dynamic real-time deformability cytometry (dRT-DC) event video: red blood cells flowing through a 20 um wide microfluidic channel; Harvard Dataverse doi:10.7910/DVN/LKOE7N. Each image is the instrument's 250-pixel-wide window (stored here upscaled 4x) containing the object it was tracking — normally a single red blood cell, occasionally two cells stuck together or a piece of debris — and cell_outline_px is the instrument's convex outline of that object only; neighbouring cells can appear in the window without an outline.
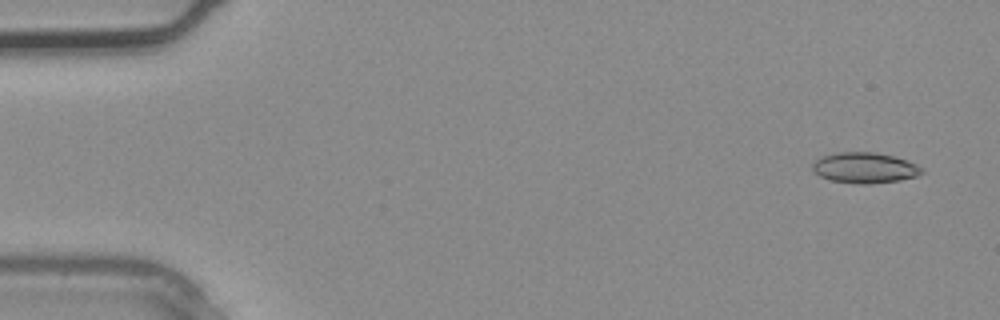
{"species": "common noctule bat (a hibernating species)", "species_latin": "Nyctalus noctula", "temperature_condition": "warm", "stored_images_in_passage": 3, "camera_frame_rate_fps": 3000, "um_per_image_px": 0.085, "animal": {"sex": "male", "body_mass_g": 20.4}, "frame": {"image": 1, "passage_image": 1, "time_ms": 0.0, "image_size_px": [1000, 320], "cell_outline_px": [[924, 172], [916, 176], [900, 180], [868, 184], [860, 184], [828, 180], [820, 176], [812, 168], [812, 164], [820, 156], [836, 152], [876, 152], [892, 156], [916, 164], [924, 168]], "centroid_in_image_um": [73.48, 14.26], "position_along_channel_um": 11.5, "area_um2": 19.54}}
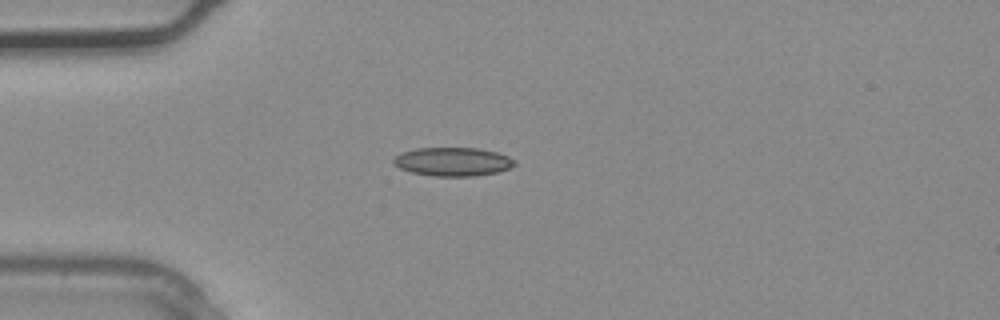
{"frame": {"image": 2, "passage_image": 3, "time_ms": 0.667, "image_size_px": [1000, 320], "cell_outline_px": [[516, 164], [508, 168], [496, 172], [476, 176], [432, 176], [412, 172], [400, 168], [392, 164], [392, 160], [396, 156], [404, 152], [416, 148], [480, 148], [496, 152], [508, 156], [516, 160]], "centroid_in_image_um": [38.49, 13.74], "position_along_channel_um": 46.5, "area_um2": 20.17}}